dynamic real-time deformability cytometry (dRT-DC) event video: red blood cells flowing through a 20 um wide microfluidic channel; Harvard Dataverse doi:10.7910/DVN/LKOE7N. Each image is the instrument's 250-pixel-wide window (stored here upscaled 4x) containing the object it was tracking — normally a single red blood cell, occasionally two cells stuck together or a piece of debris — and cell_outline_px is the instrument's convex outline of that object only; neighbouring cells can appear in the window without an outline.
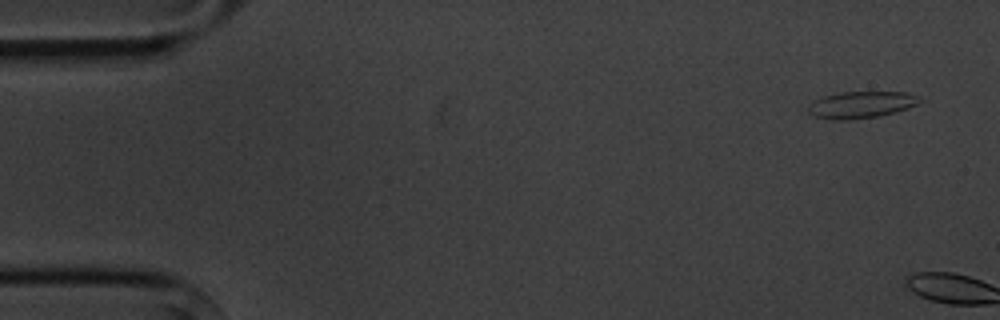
{"species": "common noctule bat (a hibernating species)", "species_latin": "Nyctalus noctula", "temperature_condition": "cold", "stored_images_in_passage": 2, "camera_frame_rate_fps": 3000, "um_per_image_px": 0.085, "animal": {"sex": "male", "body_mass_g": 20.1, "forearm_length_mm": 53.5}, "frame": {"image": 1, "passage_image": 1, "time_ms": 0.0, "image_size_px": [1000, 320], "cell_outline_px": [[924, 100], [916, 104], [896, 112], [876, 116], [844, 120], [836, 120], [816, 116], [808, 112], [808, 104], [824, 96], [844, 92], [904, 92], [916, 96]], "centroid_in_image_um": [73.19, 8.9], "position_along_channel_um": 11.8, "area_um2": 16.99}}